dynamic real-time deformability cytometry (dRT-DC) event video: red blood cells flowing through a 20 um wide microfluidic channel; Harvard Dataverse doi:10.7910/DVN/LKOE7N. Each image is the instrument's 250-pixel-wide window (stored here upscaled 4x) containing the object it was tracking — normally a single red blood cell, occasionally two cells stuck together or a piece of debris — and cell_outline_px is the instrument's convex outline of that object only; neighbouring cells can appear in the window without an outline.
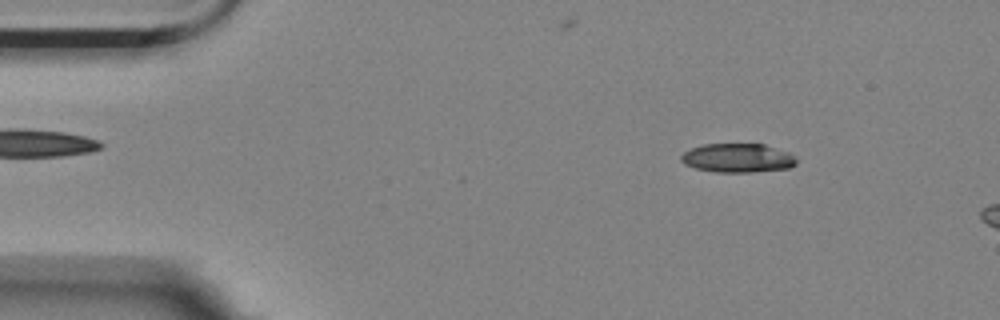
{"species": "Egyptian fruit bat (a non-hibernating species)", "species_latin": "Rousettus aegyptiacus", "temperature_condition": "room temperature", "stored_images_in_passage": 5, "camera_frame_rate_fps": 3000, "um_per_image_px": 0.085, "animal": {"sex": "female"}, "frame": {"image": 1, "passage_image": 2, "time_ms": 0.333, "image_size_px": [1000, 320], "cell_outline_px": [[796, 164], [788, 168], [752, 172], [716, 172], [696, 168], [684, 164], [680, 160], [680, 156], [684, 152], [692, 148], [704, 144], [764, 144], [788, 152], [796, 156]], "centroid_in_image_um": [62.7, 13.43], "position_along_channel_um": 22.3, "area_um2": 19.42}}